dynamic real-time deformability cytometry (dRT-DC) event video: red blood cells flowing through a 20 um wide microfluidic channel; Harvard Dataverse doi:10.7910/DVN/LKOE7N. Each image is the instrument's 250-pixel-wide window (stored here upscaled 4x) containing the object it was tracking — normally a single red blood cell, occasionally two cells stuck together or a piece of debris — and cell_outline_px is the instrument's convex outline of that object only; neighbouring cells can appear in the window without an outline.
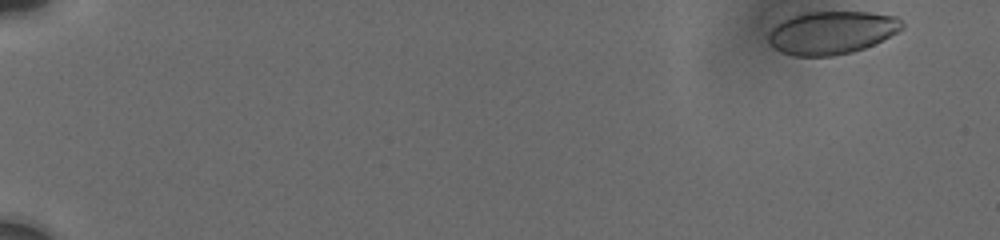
{"species": "human", "species_latin": "Homo sapiens", "temperature_condition": "cold", "stored_images_in_passage": 46, "camera_frame_rate_fps": 3000, "um_per_image_px": 0.085, "donor": {"sex": "male"}, "frame": {"image": 1, "passage_image": 1, "time_ms": 0.0, "image_size_px": [1000, 240], "cell_outline_px": [[904, 28], [864, 48], [852, 52], [832, 56], [792, 56], [780, 52], [768, 40], [768, 36], [772, 28], [776, 24], [792, 16], [808, 12], [868, 12], [896, 16], [904, 24]], "centroid_in_image_um": [70.68, 2.77], "position_along_channel_um": 14.3, "area_um2": 33.18}}
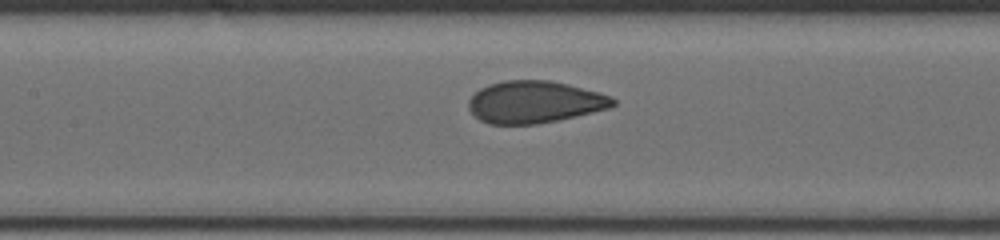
{"frame": {"image": 2, "passage_image": 18, "time_ms": 8.667, "image_size_px": [1000, 240], "cell_outline_px": [[616, 104], [608, 108], [576, 116], [536, 124], [488, 124], [480, 120], [468, 108], [468, 100], [480, 88], [488, 84], [504, 80], [548, 80], [568, 84], [596, 92], [608, 96], [616, 100]], "centroid_in_image_um": [45.4, 8.67], "position_along_channel_um": 162.0, "area_um2": 35.14}}
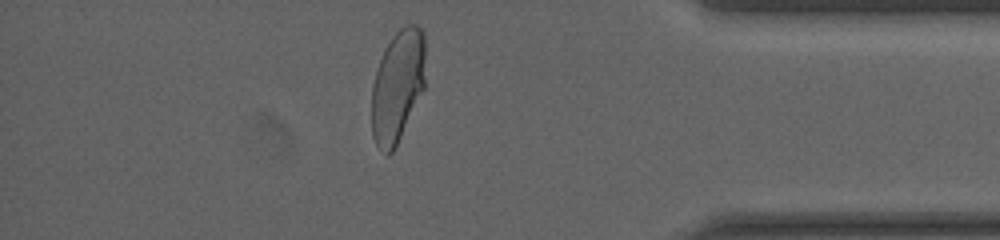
{"frame": {"image": 3, "passage_image": 40, "time_ms": 15.667, "image_size_px": [1000, 240], "cell_outline_px": [[424, 88], [392, 152], [388, 156], [376, 144], [372, 136], [372, 84], [380, 60], [392, 36], [404, 24], [416, 24], [424, 32]], "centroid_in_image_um": [33.79, 7.28], "position_along_channel_um": 401.4, "area_um2": 34.62}}